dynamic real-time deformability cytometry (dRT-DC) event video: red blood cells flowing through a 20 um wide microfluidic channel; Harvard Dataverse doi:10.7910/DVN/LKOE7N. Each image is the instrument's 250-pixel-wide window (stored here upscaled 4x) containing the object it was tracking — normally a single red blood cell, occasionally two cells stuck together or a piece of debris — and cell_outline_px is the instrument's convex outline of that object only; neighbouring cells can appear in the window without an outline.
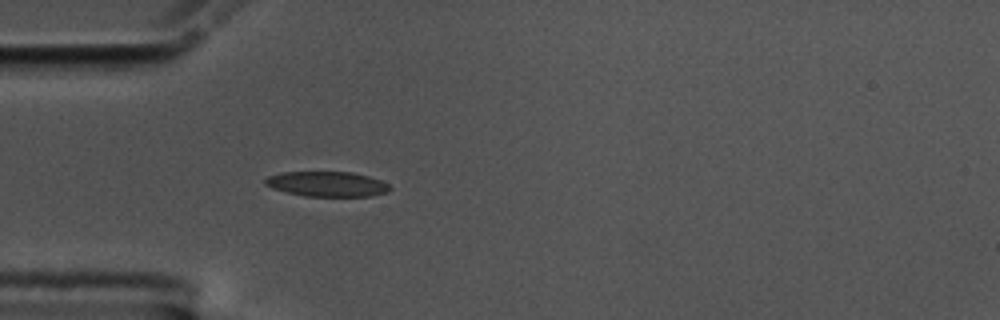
{"species": "common noctule bat (a hibernating species)", "species_latin": "Nyctalus noctula", "temperature_condition": "cold", "stored_images_in_passage": 31, "camera_frame_rate_fps": 3000, "um_per_image_px": 0.085, "animal": {"sex": "male", "body_mass_g": 17.5, "forearm_length_mm": 52.3}, "frame": {"image": 1, "passage_image": 1, "time_ms": 0.0, "image_size_px": [1000, 320], "cell_outline_px": [[392, 188], [388, 192], [372, 196], [304, 196], [272, 188], [264, 184], [264, 180], [268, 176], [280, 172], [352, 172], [368, 176], [380, 180], [388, 184]], "centroid_in_image_um": [27.8, 15.64], "position_along_channel_um": 57.2, "area_um2": 18.21}}
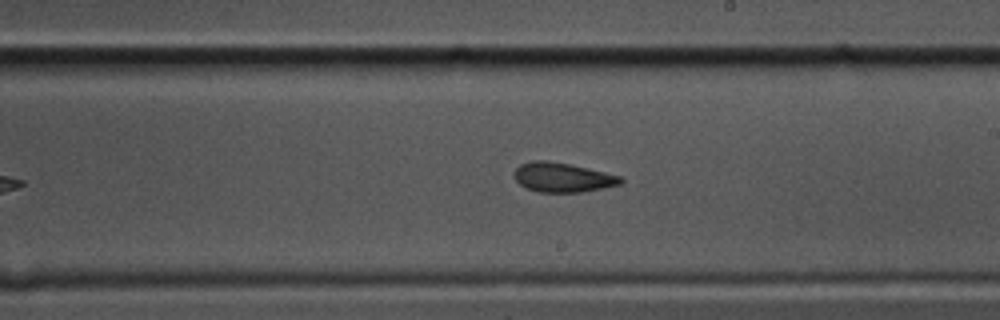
{"frame": {"image": 2, "passage_image": 17, "time_ms": 5.333, "image_size_px": [1000, 320], "cell_outline_px": [[624, 180], [620, 184], [604, 188], [580, 192], [536, 192], [524, 188], [516, 180], [516, 168], [520, 164], [532, 160], [548, 160], [588, 168], [620, 176]], "centroid_in_image_um": [47.81, 15.08], "position_along_channel_um": 241.2, "area_um2": 18.21}}
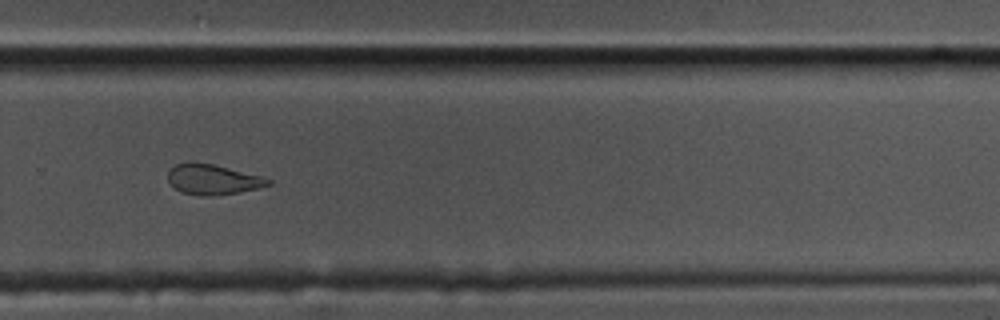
{"frame": {"image": 3, "passage_image": 23, "time_ms": 7.333, "image_size_px": [1000, 320], "cell_outline_px": [[272, 184], [260, 188], [240, 192], [212, 196], [200, 196], [180, 192], [168, 180], [168, 172], [176, 164], [212, 164], [260, 176], [272, 180]], "centroid_in_image_um": [18.13, 15.3], "position_along_channel_um": 311.7, "area_um2": 17.22}, "authors_computed_cell_mechanics": {"area_um2": 18.496, "velocity_mm_per_s": 3.5275, "shape_relaxation_time_tau1_ms": null, "shape_relaxation_time_tau2_ms": 3.1032, "deformation_change_tau1": null, "deformation_change_tau2": 0.0953}}